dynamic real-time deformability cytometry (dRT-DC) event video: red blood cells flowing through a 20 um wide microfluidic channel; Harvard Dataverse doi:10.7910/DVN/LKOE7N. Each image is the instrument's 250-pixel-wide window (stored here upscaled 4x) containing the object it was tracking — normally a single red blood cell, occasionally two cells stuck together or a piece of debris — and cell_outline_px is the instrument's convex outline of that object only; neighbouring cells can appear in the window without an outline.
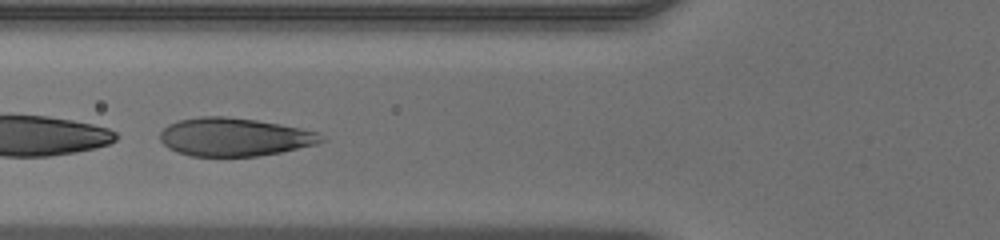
{"species": "human", "species_latin": "Homo sapiens", "temperature_condition": "warm", "stored_images_in_passage": 33, "camera_frame_rate_fps": 3000, "um_per_image_px": 0.085, "donor": {"sex": "male"}, "frame": {"image": 1, "passage_image": 6, "time_ms": 1.667, "image_size_px": [1000, 240], "cell_outline_px": [[324, 140], [316, 144], [280, 152], [256, 156], [192, 156], [176, 152], [168, 148], [160, 140], [160, 132], [168, 124], [180, 120], [200, 116], [224, 116], [256, 120], [280, 124], [320, 132]], "centroid_in_image_um": [19.9, 11.64], "position_along_channel_um": 105.9, "area_um2": 35.84}}
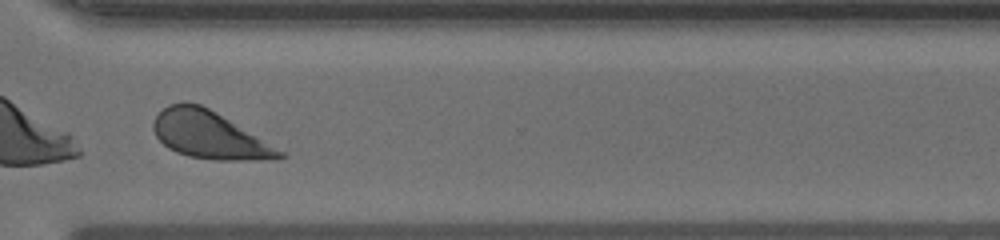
{"frame": {"image": 2, "passage_image": 24, "time_ms": 7.667, "image_size_px": [1000, 240], "cell_outline_px": [[284, 156], [252, 160], [212, 160], [188, 156], [176, 152], [168, 148], [156, 136], [152, 128], [152, 120], [168, 104], [200, 104], [216, 112], [284, 152]], "centroid_in_image_um": [17.72, 11.48], "position_along_channel_um": 352.9, "area_um2": 33.99}}